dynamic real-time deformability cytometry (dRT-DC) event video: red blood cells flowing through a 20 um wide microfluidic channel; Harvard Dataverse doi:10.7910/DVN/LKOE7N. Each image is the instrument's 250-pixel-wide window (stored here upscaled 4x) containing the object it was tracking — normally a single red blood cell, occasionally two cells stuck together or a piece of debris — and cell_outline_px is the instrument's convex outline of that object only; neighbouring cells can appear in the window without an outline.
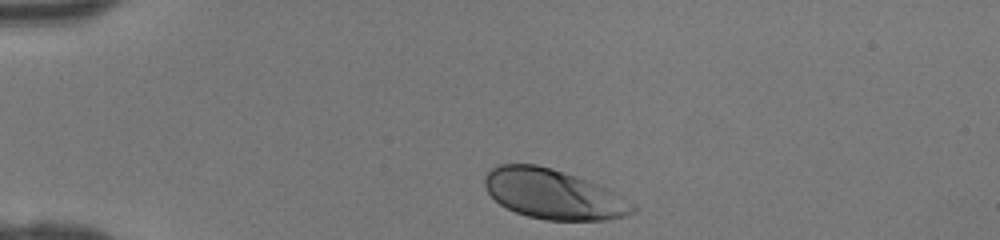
{"species": "human", "species_latin": "Homo sapiens", "temperature_condition": "room temperature", "stored_images_in_passage": 30, "camera_frame_rate_fps": 3000, "um_per_image_px": 0.085, "donor": {"sex": "female"}, "frame": {"image": 1, "passage_image": 1, "time_ms": 0.0, "image_size_px": [1000, 240], "cell_outline_px": [[640, 208], [624, 216], [608, 220], [548, 220], [528, 216], [516, 212], [500, 204], [488, 192], [484, 184], [484, 176], [492, 168], [500, 164], [536, 164], [552, 168], [600, 184], [608, 188], [636, 204]], "centroid_in_image_um": [47.08, 16.5], "position_along_channel_um": 37.9, "area_um2": 43.0}}
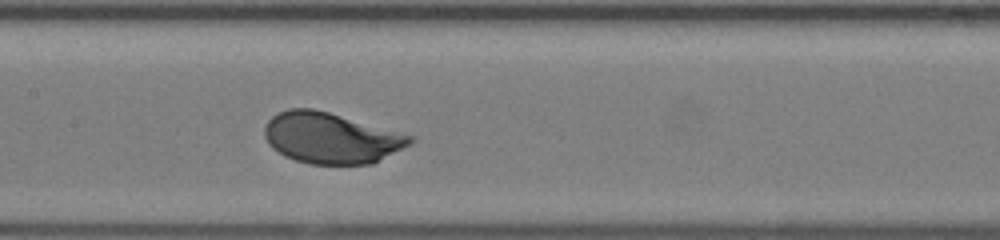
{"frame": {"image": 2, "passage_image": 14, "time_ms": 4.333, "image_size_px": [1000, 240], "cell_outline_px": [[416, 140], [412, 144], [372, 164], [308, 164], [284, 156], [272, 148], [268, 144], [264, 136], [264, 128], [268, 120], [276, 112], [288, 108], [312, 108], [328, 112], [416, 136]], "centroid_in_image_um": [28.14, 11.73], "position_along_channel_um": 179.3, "area_um2": 43.52}}
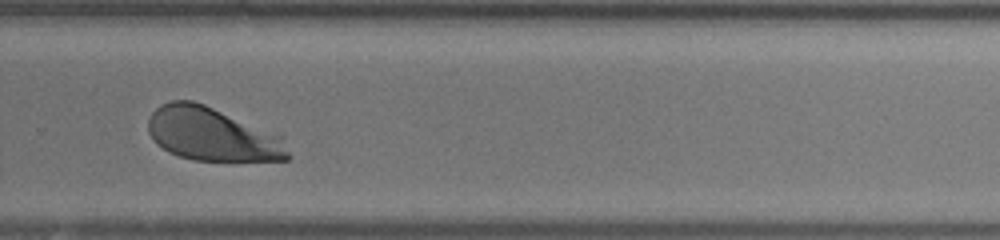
{"frame": {"image": 3, "passage_image": 23, "time_ms": 7.333, "image_size_px": [1000, 240], "cell_outline_px": [[292, 156], [288, 160], [192, 160], [168, 152], [156, 144], [152, 140], [148, 132], [148, 120], [152, 112], [160, 104], [172, 100], [192, 100], [204, 104], [284, 136]], "centroid_in_image_um": [18.05, 11.41], "position_along_channel_um": 311.8, "area_um2": 43.93}}